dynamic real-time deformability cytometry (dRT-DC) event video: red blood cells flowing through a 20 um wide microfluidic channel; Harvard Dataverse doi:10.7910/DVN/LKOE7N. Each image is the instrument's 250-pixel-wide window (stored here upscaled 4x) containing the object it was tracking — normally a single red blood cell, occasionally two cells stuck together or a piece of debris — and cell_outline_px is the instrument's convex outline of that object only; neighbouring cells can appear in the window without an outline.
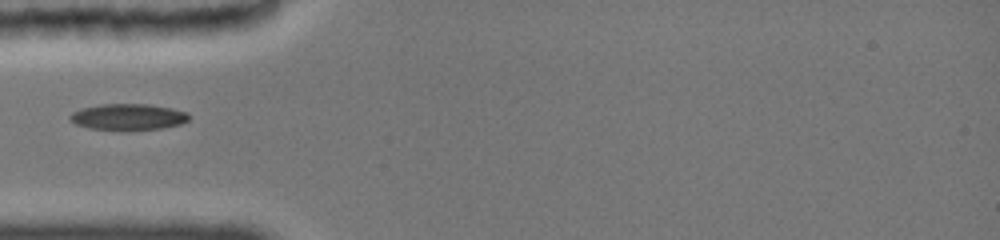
{"species": "common noctule bat (a hibernating species)", "species_latin": "Nyctalus noctula", "temperature_condition": "cold", "stored_images_in_passage": 75, "camera_frame_rate_fps": 3000, "um_per_image_px": 0.085, "animal": {"sex": "female", "body_mass_g": 19.0, "forearm_length_mm": 51.5}, "frame": {"image": 1, "passage_image": 1, "time_ms": 0.0, "image_size_px": [1000, 240], "cell_outline_px": [[188, 120], [180, 124], [160, 128], [92, 128], [76, 124], [68, 116], [72, 112], [84, 108], [100, 104], [148, 104], [172, 108], [184, 112], [188, 116]], "centroid_in_image_um": [10.88, 9.9], "position_along_channel_um": 74.1, "area_um2": 17.28}}
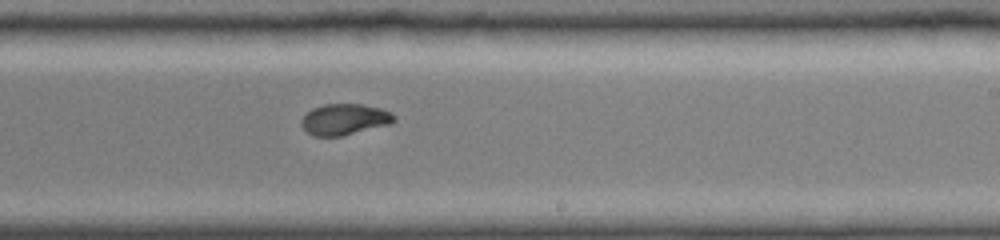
{"frame": {"image": 2, "passage_image": 32, "time_ms": 4.667, "image_size_px": [1000, 240], "cell_outline_px": [[396, 120], [388, 124], [340, 136], [316, 136], [308, 132], [300, 124], [304, 116], [312, 108], [324, 104], [364, 104], [380, 108], [392, 112], [396, 116]], "centroid_in_image_um": [29.3, 10.13], "position_along_channel_um": 259.7, "area_um2": 16.59}}
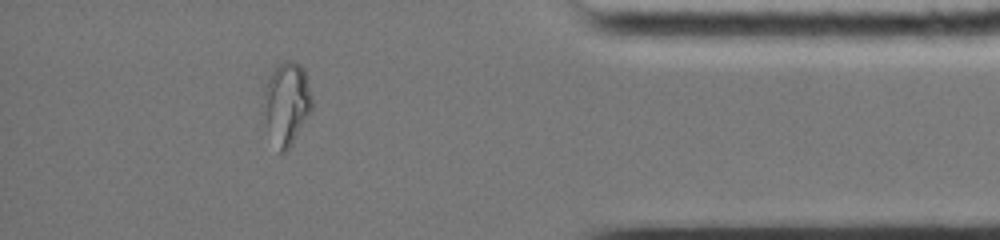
{"frame": {"image": 3, "passage_image": 62, "time_ms": 9.0, "image_size_px": [1000, 240], "cell_outline_px": [[312, 112], [292, 144], [284, 152], [280, 152], [264, 120], [264, 92], [268, 80], [272, 72], [280, 64], [288, 60], [292, 60], [300, 64], [304, 68], [312, 96]], "centroid_in_image_um": [24.4, 8.77], "position_along_channel_um": 410.8, "area_um2": 23.0}}